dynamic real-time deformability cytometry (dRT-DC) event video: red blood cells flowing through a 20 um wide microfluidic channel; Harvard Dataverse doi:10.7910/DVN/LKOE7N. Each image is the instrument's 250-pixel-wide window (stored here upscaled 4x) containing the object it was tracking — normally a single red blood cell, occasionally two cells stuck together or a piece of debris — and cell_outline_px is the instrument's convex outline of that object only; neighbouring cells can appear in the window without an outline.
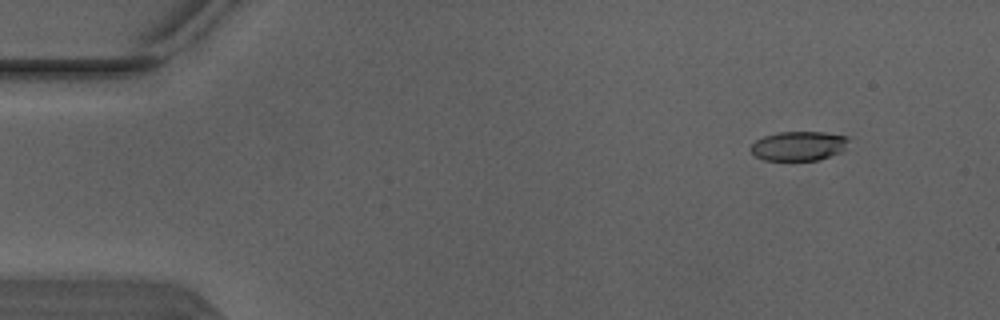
{"species": "Egyptian fruit bat (a non-hibernating species)", "species_latin": "Rousettus aegyptiacus", "temperature_condition": "warm", "stored_images_in_passage": 3, "camera_frame_rate_fps": 3000, "um_per_image_px": 0.085, "animal": {"sex": "male"}, "frame": {"image": 1, "passage_image": 1, "time_ms": 0.0, "image_size_px": [1000, 320], "cell_outline_px": [[848, 140], [844, 148], [840, 152], [820, 160], [764, 160], [756, 156], [748, 148], [756, 140], [764, 136], [780, 132], [824, 132], [848, 136]], "centroid_in_image_um": [67.87, 12.4], "position_along_channel_um": 17.1, "area_um2": 16.7}}